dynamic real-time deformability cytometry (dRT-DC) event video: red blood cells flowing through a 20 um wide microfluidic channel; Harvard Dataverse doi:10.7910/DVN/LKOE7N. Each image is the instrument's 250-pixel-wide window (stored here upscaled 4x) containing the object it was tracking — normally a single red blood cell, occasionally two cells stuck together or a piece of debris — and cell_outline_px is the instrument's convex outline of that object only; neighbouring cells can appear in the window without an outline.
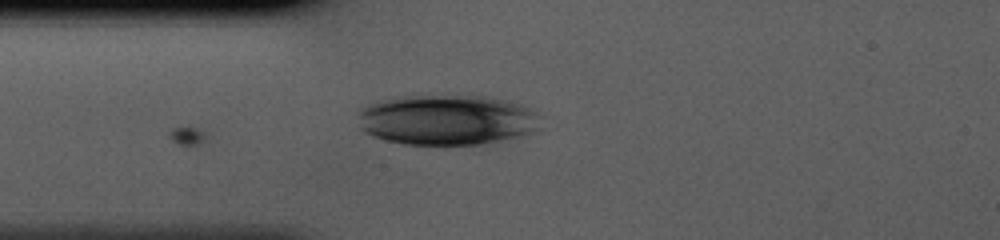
{"species": "human", "species_latin": "Homo sapiens", "temperature_condition": "cold", "stored_images_in_passage": 5, "camera_frame_rate_fps": 3000, "um_per_image_px": 0.085, "donor": {"sex": "male"}, "frame": {"image": 1, "passage_image": 5, "time_ms": 1.333, "image_size_px": [1000, 240], "cell_outline_px": [[528, 132], [520, 136], [480, 144], [404, 144], [384, 140], [372, 136], [364, 132], [360, 128], [356, 108], [380, 100], [412, 96], [484, 96], [504, 100], [520, 104], [528, 108]], "centroid_in_image_um": [37.7, 10.19], "position_along_channel_um": 47.3, "area_um2": 51.96}}